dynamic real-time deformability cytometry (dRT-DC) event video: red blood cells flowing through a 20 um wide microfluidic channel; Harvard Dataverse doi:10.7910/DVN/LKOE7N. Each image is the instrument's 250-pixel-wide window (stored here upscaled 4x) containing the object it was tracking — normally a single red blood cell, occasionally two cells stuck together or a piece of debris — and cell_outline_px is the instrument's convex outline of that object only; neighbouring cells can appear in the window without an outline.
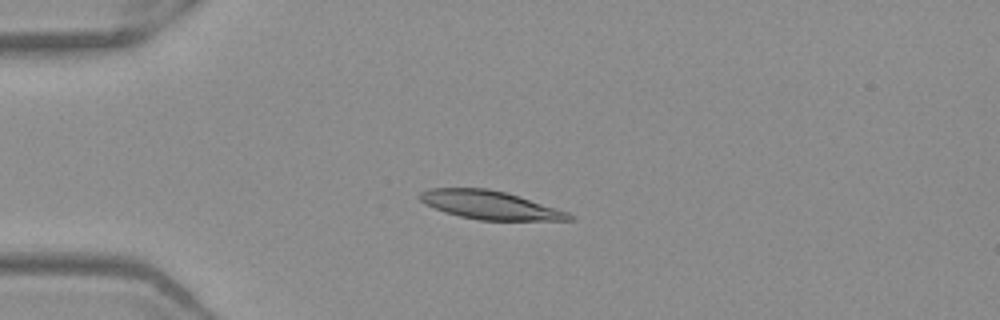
{"species": "Egyptian fruit bat (a non-hibernating species)", "species_latin": "Rousettus aegyptiacus", "temperature_condition": "warm", "stored_images_in_passage": 42, "camera_frame_rate_fps": 3000, "um_per_image_px": 0.085, "frame": {"image": 1, "passage_image": 3, "time_ms": 0.667, "image_size_px": [1000, 320], "cell_outline_px": [[576, 220], [480, 220], [460, 216], [444, 212], [420, 200], [416, 196], [420, 192], [428, 188], [488, 188], [504, 192], [556, 208], [568, 212], [576, 216]], "centroid_in_image_um": [41.64, 17.43], "position_along_channel_um": 43.4, "area_um2": 24.51}}
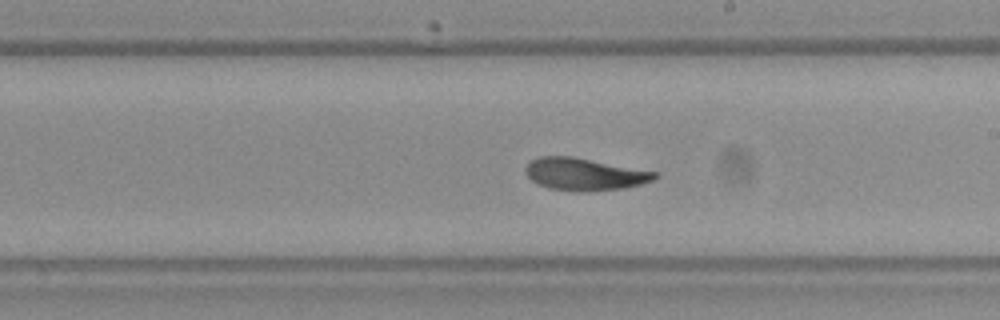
{"frame": {"image": 2, "passage_image": 20, "time_ms": 6.333, "image_size_px": [1000, 320], "cell_outline_px": [[660, 176], [652, 180], [640, 184], [624, 188], [584, 192], [576, 192], [548, 188], [536, 184], [524, 172], [524, 168], [532, 160], [540, 156], [572, 156], [660, 172]], "centroid_in_image_um": [49.69, 14.81], "position_along_channel_um": 239.3, "area_um2": 24.62}}
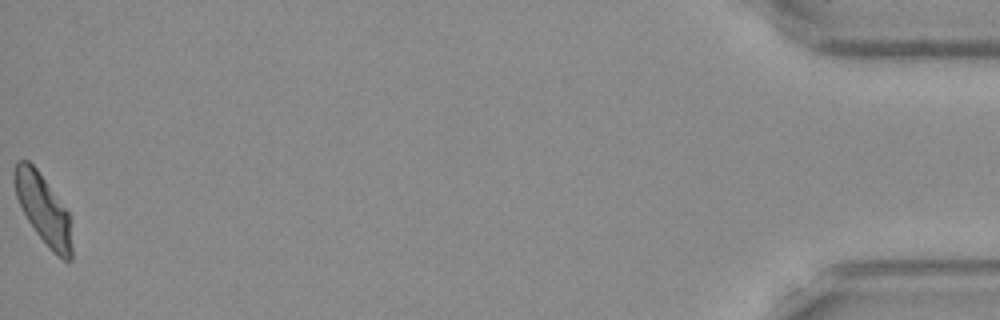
{"frame": {"image": 3, "passage_image": 42, "time_ms": 13.667, "image_size_px": [1000, 320], "cell_outline_px": [[72, 260], [64, 260], [52, 252], [36, 232], [28, 220], [16, 196], [12, 180], [12, 172], [16, 160], [28, 160], [36, 168], [68, 212], [72, 248]], "centroid_in_image_um": [3.64, 17.75], "position_along_channel_um": 431.6, "area_um2": 23.0}, "authors_computed_cell_mechanics": {"area_um2": 24.565, "velocity_mm_per_s": 3.9282, "shape_relaxation_time_tau1_ms": 3.0573, "shape_relaxation_time_tau2_ms": 1.6816, "deformation_change_tau1": 0.1422, "deformation_change_tau2": 0.0706}}